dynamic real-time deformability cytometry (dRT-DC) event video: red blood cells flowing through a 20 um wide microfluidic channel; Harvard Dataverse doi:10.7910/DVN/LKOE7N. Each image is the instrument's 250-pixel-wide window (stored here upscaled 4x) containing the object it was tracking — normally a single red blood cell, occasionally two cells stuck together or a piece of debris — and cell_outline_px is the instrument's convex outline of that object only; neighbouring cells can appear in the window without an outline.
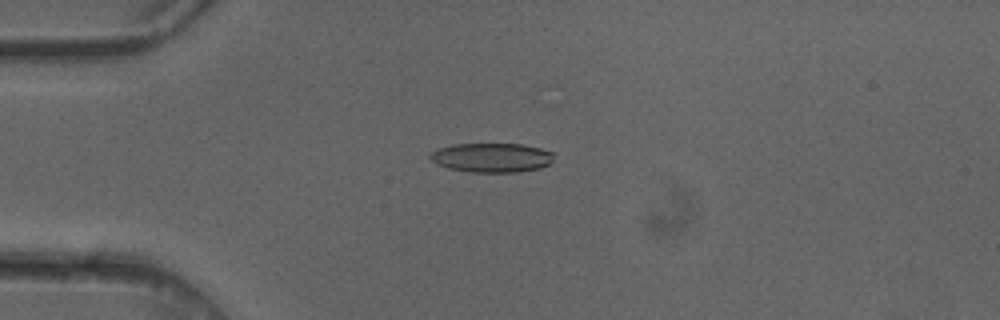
{"species": "common noctule bat (a hibernating species)", "species_latin": "Nyctalus noctula", "temperature_condition": "cold", "stored_images_in_passage": 4, "camera_frame_rate_fps": 3000, "um_per_image_px": 0.085, "animal": {"sex": "female"}, "frame": {"image": 1, "passage_image": 4, "time_ms": 1.0, "image_size_px": [1000, 320], "cell_outline_px": [[552, 160], [548, 164], [540, 168], [516, 172], [468, 172], [448, 168], [436, 164], [428, 156], [432, 152], [440, 148], [452, 144], [520, 144], [540, 148], [552, 152]], "centroid_in_image_um": [41.76, 13.4], "position_along_channel_um": 43.2, "area_um2": 20.98}}